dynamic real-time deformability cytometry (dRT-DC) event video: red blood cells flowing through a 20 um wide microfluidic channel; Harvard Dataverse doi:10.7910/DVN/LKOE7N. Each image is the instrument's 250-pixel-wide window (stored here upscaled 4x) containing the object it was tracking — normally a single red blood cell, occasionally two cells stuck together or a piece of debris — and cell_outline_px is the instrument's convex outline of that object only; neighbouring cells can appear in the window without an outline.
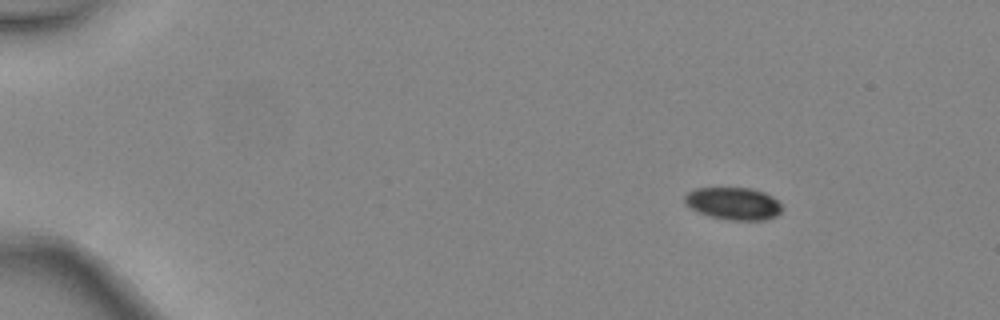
{"species": "common noctule bat (a hibernating species)", "species_latin": "Nyctalus noctula", "temperature_condition": "warm", "stored_images_in_passage": 6, "camera_frame_rate_fps": 3000, "um_per_image_px": 0.085, "animal": {"sex": "female", "body_mass_g": 24.6, "forearm_length_mm": 56.2}, "frame": {"image": 1, "passage_image": 1, "time_ms": 0.0, "image_size_px": [1000, 320], "cell_outline_px": [[780, 212], [776, 216], [764, 220], [728, 220], [708, 216], [692, 208], [684, 200], [684, 196], [688, 192], [696, 188], [752, 188], [764, 192], [772, 196], [780, 204]], "centroid_in_image_um": [62.34, 17.3], "position_along_channel_um": 22.7, "area_um2": 18.21}}